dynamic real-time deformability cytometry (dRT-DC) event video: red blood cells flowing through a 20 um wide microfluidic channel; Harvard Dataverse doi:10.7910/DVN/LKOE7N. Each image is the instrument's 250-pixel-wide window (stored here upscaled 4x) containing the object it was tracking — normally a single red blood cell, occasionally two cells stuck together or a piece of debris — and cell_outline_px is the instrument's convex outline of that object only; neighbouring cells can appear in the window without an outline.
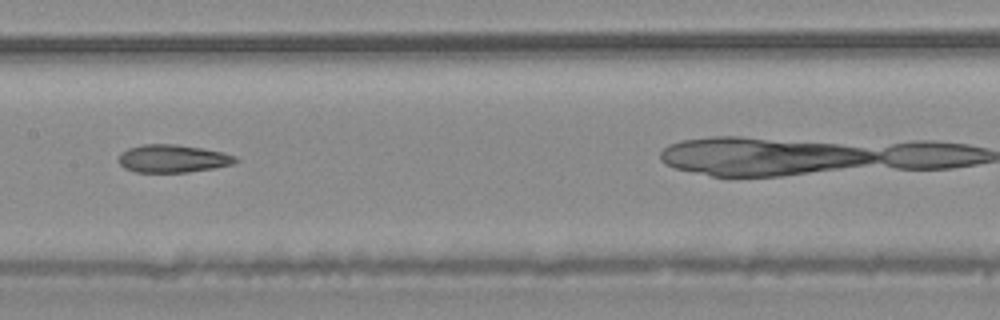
{"species": "common noctule bat (a hibernating species)", "species_latin": "Nyctalus noctula", "temperature_condition": "warm", "stored_images_in_passage": 8, "camera_frame_rate_fps": 3000, "um_per_image_px": 0.085, "animal": {"sex": "male", "body_mass_g": 20.4}, "frame": {"image": 1, "passage_image": 7, "time_ms": 2.0, "image_size_px": [1000, 320], "cell_outline_px": [[240, 160], [232, 164], [212, 168], [188, 172], [136, 172], [124, 168], [120, 164], [120, 152], [128, 148], [144, 144], [176, 144], [200, 148], [220, 152], [236, 156]], "centroid_in_image_um": [14.67, 13.48], "position_along_channel_um": 192.7, "area_um2": 18.79}}